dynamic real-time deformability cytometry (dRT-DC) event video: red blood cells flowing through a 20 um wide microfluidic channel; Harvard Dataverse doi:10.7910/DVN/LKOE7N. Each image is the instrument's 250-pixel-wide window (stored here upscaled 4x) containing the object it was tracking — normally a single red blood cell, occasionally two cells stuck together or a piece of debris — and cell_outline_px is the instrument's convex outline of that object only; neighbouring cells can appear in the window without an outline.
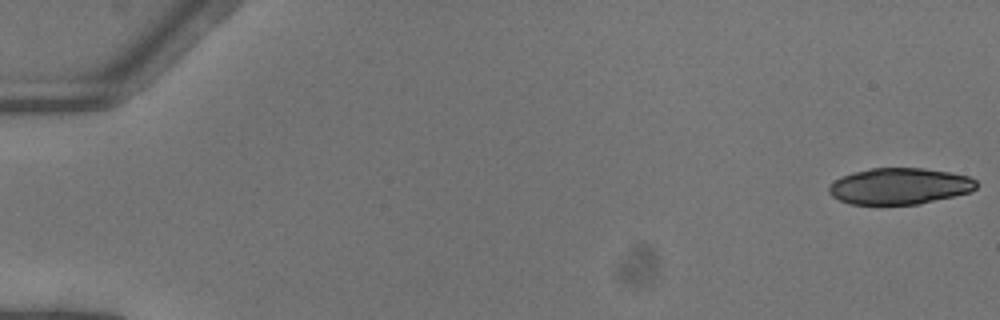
{"species": "common noctule bat (a hibernating species)", "species_latin": "Nyctalus noctula", "temperature_condition": "warm", "stored_images_in_passage": 20, "camera_frame_rate_fps": 3000, "um_per_image_px": 0.085, "animal": {"sex": "female"}, "frame": {"image": 1, "passage_image": 1, "time_ms": 0.0, "image_size_px": [1000, 320], "cell_outline_px": [[976, 188], [972, 192], [920, 204], [848, 204], [832, 196], [828, 192], [828, 188], [840, 176], [852, 172], [872, 168], [924, 168], [948, 172], [968, 176], [976, 180]], "centroid_in_image_um": [76.47, 15.82], "position_along_channel_um": 8.5, "area_um2": 31.27}}